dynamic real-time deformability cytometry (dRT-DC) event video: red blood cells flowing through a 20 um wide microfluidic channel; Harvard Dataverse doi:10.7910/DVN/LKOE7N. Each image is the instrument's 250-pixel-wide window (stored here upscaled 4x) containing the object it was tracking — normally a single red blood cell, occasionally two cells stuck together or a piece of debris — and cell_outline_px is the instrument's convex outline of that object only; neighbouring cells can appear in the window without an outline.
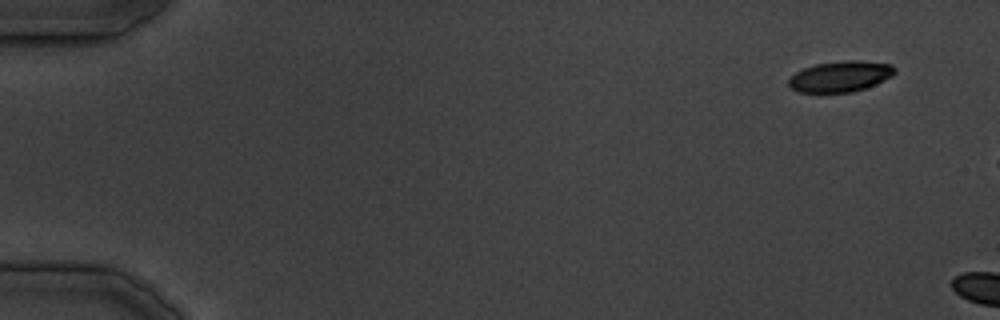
{"species": "common noctule bat (a hibernating species)", "species_latin": "Nyctalus noctula", "temperature_condition": "cold", "stored_images_in_passage": 6, "camera_frame_rate_fps": 3000, "um_per_image_px": 0.085, "animal": {"sex": "male", "body_mass_g": 19.5, "forearm_length_mm": 54.6}, "frame": {"image": 1, "passage_image": 3, "time_ms": 2.333, "image_size_px": [1000, 320], "cell_outline_px": [[896, 72], [892, 76], [876, 84], [852, 92], [796, 92], [788, 84], [788, 80], [796, 72], [804, 68], [816, 64], [844, 60], [860, 60], [892, 64], [896, 68]], "centroid_in_image_um": [71.46, 6.49], "position_along_channel_um": 13.5, "area_um2": 19.07}}